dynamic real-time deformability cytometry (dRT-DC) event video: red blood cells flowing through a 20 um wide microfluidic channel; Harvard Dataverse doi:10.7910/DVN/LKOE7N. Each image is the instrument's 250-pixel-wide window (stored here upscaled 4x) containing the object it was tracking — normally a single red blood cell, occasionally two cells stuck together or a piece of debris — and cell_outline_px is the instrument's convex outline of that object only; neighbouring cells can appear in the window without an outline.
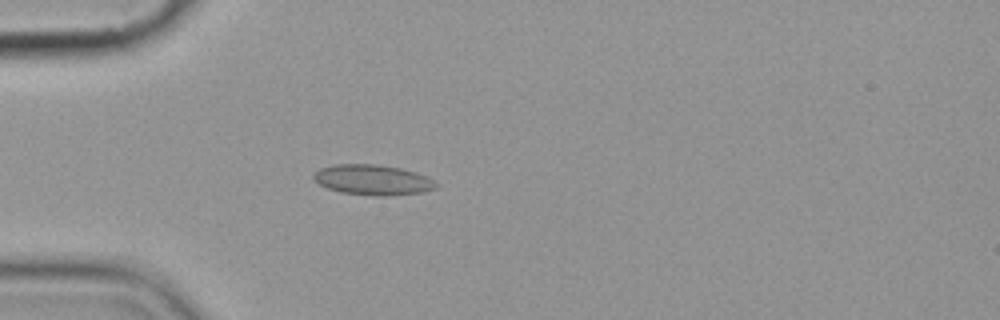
{"species": "common noctule bat (a hibernating species)", "species_latin": "Nyctalus noctula", "temperature_condition": "cold", "stored_images_in_passage": 5, "camera_frame_rate_fps": 3000, "um_per_image_px": 0.085, "animal": {"sex": "female", "body_mass_g": 19.9}, "frame": {"image": 1, "passage_image": 5, "time_ms": 4.667, "image_size_px": [1000, 320], "cell_outline_px": [[440, 184], [436, 188], [424, 192], [388, 196], [372, 196], [340, 192], [328, 188], [320, 184], [312, 176], [320, 168], [332, 164], [376, 164], [400, 168], [416, 172]], "centroid_in_image_um": [31.7, 15.29], "position_along_channel_um": 53.3, "area_um2": 21.68}}